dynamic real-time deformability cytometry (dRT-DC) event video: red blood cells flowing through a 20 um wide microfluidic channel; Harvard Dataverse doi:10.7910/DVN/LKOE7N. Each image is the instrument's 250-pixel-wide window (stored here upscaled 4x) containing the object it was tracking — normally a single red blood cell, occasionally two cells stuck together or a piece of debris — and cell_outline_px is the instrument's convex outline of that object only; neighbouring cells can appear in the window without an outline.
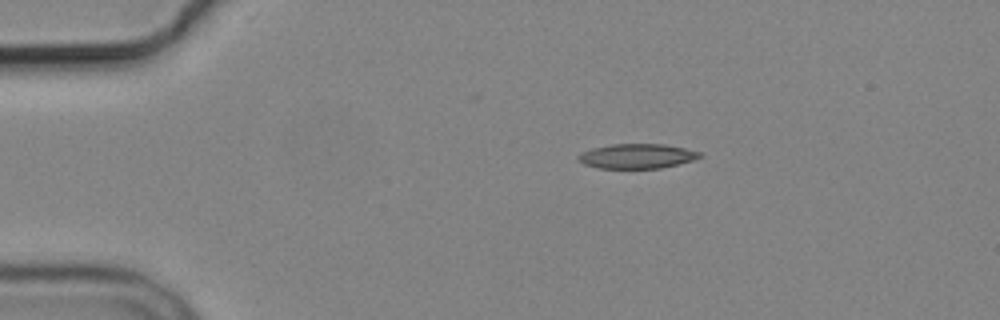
{"species": "common noctule bat (a hibernating species)", "species_latin": "Nyctalus noctula", "temperature_condition": "cold", "stored_images_in_passage": 3, "camera_frame_rate_fps": 3000, "um_per_image_px": 0.085, "animal": {"sex": "male", "body_mass_g": 19.2, "forearm_length_mm": 51.8}, "frame": {"image": 1, "passage_image": 1, "time_ms": 0.0, "image_size_px": [1000, 320], "cell_outline_px": [[704, 156], [692, 160], [660, 168], [596, 168], [584, 164], [576, 156], [592, 148], [612, 144], [664, 144], [684, 148], [700, 152]], "centroid_in_image_um": [54.14, 13.27], "position_along_channel_um": 30.9, "area_um2": 17.28}}
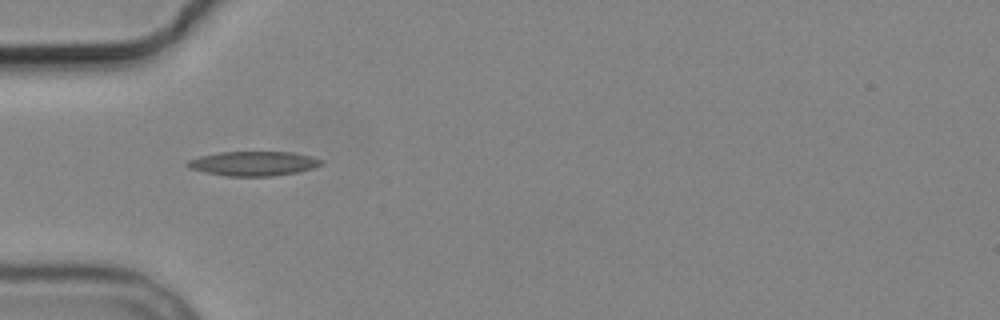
{"frame": {"image": 2, "passage_image": 3, "time_ms": 2.333, "image_size_px": [1000, 320], "cell_outline_px": [[324, 164], [312, 168], [296, 172], [272, 176], [228, 176], [204, 172], [192, 168], [184, 164], [188, 160], [200, 156], [220, 152], [292, 152], [312, 156], [324, 160]], "centroid_in_image_um": [21.57, 13.89], "position_along_channel_um": 63.4, "area_um2": 19.02}}